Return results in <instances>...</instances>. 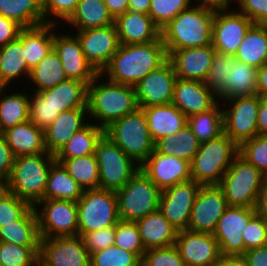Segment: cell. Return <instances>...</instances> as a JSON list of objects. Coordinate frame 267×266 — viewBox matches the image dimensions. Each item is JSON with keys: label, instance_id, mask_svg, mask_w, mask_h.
Listing matches in <instances>:
<instances>
[{"label": "cell", "instance_id": "1", "mask_svg": "<svg viewBox=\"0 0 267 266\" xmlns=\"http://www.w3.org/2000/svg\"><path fill=\"white\" fill-rule=\"evenodd\" d=\"M167 59L168 55L162 41L120 44L110 63L100 74H107L106 79L111 82L134 87Z\"/></svg>", "mask_w": 267, "mask_h": 266}, {"label": "cell", "instance_id": "2", "mask_svg": "<svg viewBox=\"0 0 267 266\" xmlns=\"http://www.w3.org/2000/svg\"><path fill=\"white\" fill-rule=\"evenodd\" d=\"M216 7L192 4L161 29V39L169 56L175 50L211 45Z\"/></svg>", "mask_w": 267, "mask_h": 266}, {"label": "cell", "instance_id": "3", "mask_svg": "<svg viewBox=\"0 0 267 266\" xmlns=\"http://www.w3.org/2000/svg\"><path fill=\"white\" fill-rule=\"evenodd\" d=\"M104 78L98 74L87 86L88 119L102 129L138 108L134 87Z\"/></svg>", "mask_w": 267, "mask_h": 266}, {"label": "cell", "instance_id": "4", "mask_svg": "<svg viewBox=\"0 0 267 266\" xmlns=\"http://www.w3.org/2000/svg\"><path fill=\"white\" fill-rule=\"evenodd\" d=\"M55 156L38 153L14 158L12 172L4 187L18 198L35 206L43 200L48 174Z\"/></svg>", "mask_w": 267, "mask_h": 266}, {"label": "cell", "instance_id": "5", "mask_svg": "<svg viewBox=\"0 0 267 266\" xmlns=\"http://www.w3.org/2000/svg\"><path fill=\"white\" fill-rule=\"evenodd\" d=\"M239 154V146L225 133L200 143L190 162L191 179L201 185H218Z\"/></svg>", "mask_w": 267, "mask_h": 266}, {"label": "cell", "instance_id": "6", "mask_svg": "<svg viewBox=\"0 0 267 266\" xmlns=\"http://www.w3.org/2000/svg\"><path fill=\"white\" fill-rule=\"evenodd\" d=\"M104 135L139 165L155 150L142 108L111 123L104 129Z\"/></svg>", "mask_w": 267, "mask_h": 266}, {"label": "cell", "instance_id": "7", "mask_svg": "<svg viewBox=\"0 0 267 266\" xmlns=\"http://www.w3.org/2000/svg\"><path fill=\"white\" fill-rule=\"evenodd\" d=\"M264 178L254 165L238 154L218 186L228 206L255 208Z\"/></svg>", "mask_w": 267, "mask_h": 266}, {"label": "cell", "instance_id": "8", "mask_svg": "<svg viewBox=\"0 0 267 266\" xmlns=\"http://www.w3.org/2000/svg\"><path fill=\"white\" fill-rule=\"evenodd\" d=\"M115 193L122 221L136 222L159 209L161 190L140 169Z\"/></svg>", "mask_w": 267, "mask_h": 266}, {"label": "cell", "instance_id": "9", "mask_svg": "<svg viewBox=\"0 0 267 266\" xmlns=\"http://www.w3.org/2000/svg\"><path fill=\"white\" fill-rule=\"evenodd\" d=\"M78 236L115 226L119 221L115 191L86 189L77 201Z\"/></svg>", "mask_w": 267, "mask_h": 266}, {"label": "cell", "instance_id": "10", "mask_svg": "<svg viewBox=\"0 0 267 266\" xmlns=\"http://www.w3.org/2000/svg\"><path fill=\"white\" fill-rule=\"evenodd\" d=\"M95 155L99 168V188L117 191L140 169L114 142L103 135L96 146Z\"/></svg>", "mask_w": 267, "mask_h": 266}, {"label": "cell", "instance_id": "11", "mask_svg": "<svg viewBox=\"0 0 267 266\" xmlns=\"http://www.w3.org/2000/svg\"><path fill=\"white\" fill-rule=\"evenodd\" d=\"M34 208L38 218L41 238L78 235L77 202L43 199Z\"/></svg>", "mask_w": 267, "mask_h": 266}, {"label": "cell", "instance_id": "12", "mask_svg": "<svg viewBox=\"0 0 267 266\" xmlns=\"http://www.w3.org/2000/svg\"><path fill=\"white\" fill-rule=\"evenodd\" d=\"M229 105L223 110L224 133L238 146L258 135L257 117L260 96L257 94L233 99H224L220 103ZM226 102V103H225Z\"/></svg>", "mask_w": 267, "mask_h": 266}, {"label": "cell", "instance_id": "13", "mask_svg": "<svg viewBox=\"0 0 267 266\" xmlns=\"http://www.w3.org/2000/svg\"><path fill=\"white\" fill-rule=\"evenodd\" d=\"M231 7L215 9L211 45L216 52L235 55L246 32L254 23L236 8L230 11Z\"/></svg>", "mask_w": 267, "mask_h": 266}, {"label": "cell", "instance_id": "14", "mask_svg": "<svg viewBox=\"0 0 267 266\" xmlns=\"http://www.w3.org/2000/svg\"><path fill=\"white\" fill-rule=\"evenodd\" d=\"M255 214V208L228 206L225 209L213 233L222 256H242L245 253L242 231Z\"/></svg>", "mask_w": 267, "mask_h": 266}, {"label": "cell", "instance_id": "15", "mask_svg": "<svg viewBox=\"0 0 267 266\" xmlns=\"http://www.w3.org/2000/svg\"><path fill=\"white\" fill-rule=\"evenodd\" d=\"M176 79L169 59L149 72L134 86L138 108L171 104Z\"/></svg>", "mask_w": 267, "mask_h": 266}, {"label": "cell", "instance_id": "16", "mask_svg": "<svg viewBox=\"0 0 267 266\" xmlns=\"http://www.w3.org/2000/svg\"><path fill=\"white\" fill-rule=\"evenodd\" d=\"M200 187L201 184L190 180L161 191L159 210L177 231L188 229Z\"/></svg>", "mask_w": 267, "mask_h": 266}, {"label": "cell", "instance_id": "17", "mask_svg": "<svg viewBox=\"0 0 267 266\" xmlns=\"http://www.w3.org/2000/svg\"><path fill=\"white\" fill-rule=\"evenodd\" d=\"M74 34L80 41L85 58L100 74L110 63L120 45L115 24L101 28L77 30Z\"/></svg>", "mask_w": 267, "mask_h": 266}, {"label": "cell", "instance_id": "18", "mask_svg": "<svg viewBox=\"0 0 267 266\" xmlns=\"http://www.w3.org/2000/svg\"><path fill=\"white\" fill-rule=\"evenodd\" d=\"M228 207L218 185H201L188 224V230L213 234L220 217Z\"/></svg>", "mask_w": 267, "mask_h": 266}, {"label": "cell", "instance_id": "19", "mask_svg": "<svg viewBox=\"0 0 267 266\" xmlns=\"http://www.w3.org/2000/svg\"><path fill=\"white\" fill-rule=\"evenodd\" d=\"M38 257L48 266H90V254L78 235L41 238Z\"/></svg>", "mask_w": 267, "mask_h": 266}, {"label": "cell", "instance_id": "20", "mask_svg": "<svg viewBox=\"0 0 267 266\" xmlns=\"http://www.w3.org/2000/svg\"><path fill=\"white\" fill-rule=\"evenodd\" d=\"M175 246L185 266H216L222 256L211 233L178 231Z\"/></svg>", "mask_w": 267, "mask_h": 266}, {"label": "cell", "instance_id": "21", "mask_svg": "<svg viewBox=\"0 0 267 266\" xmlns=\"http://www.w3.org/2000/svg\"><path fill=\"white\" fill-rule=\"evenodd\" d=\"M64 33L59 35L54 32L53 49L62 62L67 79L78 80L88 86L99 73L85 58L77 36Z\"/></svg>", "mask_w": 267, "mask_h": 266}, {"label": "cell", "instance_id": "22", "mask_svg": "<svg viewBox=\"0 0 267 266\" xmlns=\"http://www.w3.org/2000/svg\"><path fill=\"white\" fill-rule=\"evenodd\" d=\"M140 170L161 191L192 180L189 162L156 150L140 165Z\"/></svg>", "mask_w": 267, "mask_h": 266}, {"label": "cell", "instance_id": "23", "mask_svg": "<svg viewBox=\"0 0 267 266\" xmlns=\"http://www.w3.org/2000/svg\"><path fill=\"white\" fill-rule=\"evenodd\" d=\"M219 102L204 82L177 78L174 85V104L188 118L212 109Z\"/></svg>", "mask_w": 267, "mask_h": 266}, {"label": "cell", "instance_id": "24", "mask_svg": "<svg viewBox=\"0 0 267 266\" xmlns=\"http://www.w3.org/2000/svg\"><path fill=\"white\" fill-rule=\"evenodd\" d=\"M212 45L175 50L169 56L177 78L205 82L212 65Z\"/></svg>", "mask_w": 267, "mask_h": 266}, {"label": "cell", "instance_id": "25", "mask_svg": "<svg viewBox=\"0 0 267 266\" xmlns=\"http://www.w3.org/2000/svg\"><path fill=\"white\" fill-rule=\"evenodd\" d=\"M120 44H143L162 41L161 29L148 14L127 10L114 19Z\"/></svg>", "mask_w": 267, "mask_h": 266}, {"label": "cell", "instance_id": "26", "mask_svg": "<svg viewBox=\"0 0 267 266\" xmlns=\"http://www.w3.org/2000/svg\"><path fill=\"white\" fill-rule=\"evenodd\" d=\"M87 116V108H75L61 112L44 130L47 152L55 156L74 133L88 124L85 121Z\"/></svg>", "mask_w": 267, "mask_h": 266}, {"label": "cell", "instance_id": "27", "mask_svg": "<svg viewBox=\"0 0 267 266\" xmlns=\"http://www.w3.org/2000/svg\"><path fill=\"white\" fill-rule=\"evenodd\" d=\"M135 223L145 250L175 245L178 231L159 209Z\"/></svg>", "mask_w": 267, "mask_h": 266}, {"label": "cell", "instance_id": "28", "mask_svg": "<svg viewBox=\"0 0 267 266\" xmlns=\"http://www.w3.org/2000/svg\"><path fill=\"white\" fill-rule=\"evenodd\" d=\"M154 142L162 137L175 135L187 125V117L174 104L142 108Z\"/></svg>", "mask_w": 267, "mask_h": 266}, {"label": "cell", "instance_id": "29", "mask_svg": "<svg viewBox=\"0 0 267 266\" xmlns=\"http://www.w3.org/2000/svg\"><path fill=\"white\" fill-rule=\"evenodd\" d=\"M60 25L44 23L22 28L18 39L23 43L27 67L34 68L52 49L54 31Z\"/></svg>", "mask_w": 267, "mask_h": 266}, {"label": "cell", "instance_id": "30", "mask_svg": "<svg viewBox=\"0 0 267 266\" xmlns=\"http://www.w3.org/2000/svg\"><path fill=\"white\" fill-rule=\"evenodd\" d=\"M14 157L48 153L45 145L44 130L29 120L2 133Z\"/></svg>", "mask_w": 267, "mask_h": 266}, {"label": "cell", "instance_id": "31", "mask_svg": "<svg viewBox=\"0 0 267 266\" xmlns=\"http://www.w3.org/2000/svg\"><path fill=\"white\" fill-rule=\"evenodd\" d=\"M40 93L57 109V113L87 108V85L78 80L66 79Z\"/></svg>", "mask_w": 267, "mask_h": 266}, {"label": "cell", "instance_id": "32", "mask_svg": "<svg viewBox=\"0 0 267 266\" xmlns=\"http://www.w3.org/2000/svg\"><path fill=\"white\" fill-rule=\"evenodd\" d=\"M0 242H9L19 246L40 247L38 218L32 206L20 219L0 227Z\"/></svg>", "mask_w": 267, "mask_h": 266}, {"label": "cell", "instance_id": "33", "mask_svg": "<svg viewBox=\"0 0 267 266\" xmlns=\"http://www.w3.org/2000/svg\"><path fill=\"white\" fill-rule=\"evenodd\" d=\"M65 24L74 26L76 30H86L114 24V18L103 0H80Z\"/></svg>", "mask_w": 267, "mask_h": 266}, {"label": "cell", "instance_id": "34", "mask_svg": "<svg viewBox=\"0 0 267 266\" xmlns=\"http://www.w3.org/2000/svg\"><path fill=\"white\" fill-rule=\"evenodd\" d=\"M73 134L64 147L55 155V160L62 163L64 160L95 154L98 141L104 135V129L91 123Z\"/></svg>", "mask_w": 267, "mask_h": 266}, {"label": "cell", "instance_id": "35", "mask_svg": "<svg viewBox=\"0 0 267 266\" xmlns=\"http://www.w3.org/2000/svg\"><path fill=\"white\" fill-rule=\"evenodd\" d=\"M234 57L254 68L267 62V24H253L246 32Z\"/></svg>", "mask_w": 267, "mask_h": 266}, {"label": "cell", "instance_id": "36", "mask_svg": "<svg viewBox=\"0 0 267 266\" xmlns=\"http://www.w3.org/2000/svg\"><path fill=\"white\" fill-rule=\"evenodd\" d=\"M257 71V68L235 58V64L227 75V87L218 100L257 94Z\"/></svg>", "mask_w": 267, "mask_h": 266}, {"label": "cell", "instance_id": "37", "mask_svg": "<svg viewBox=\"0 0 267 266\" xmlns=\"http://www.w3.org/2000/svg\"><path fill=\"white\" fill-rule=\"evenodd\" d=\"M84 189L69 175L62 163H52L43 199L70 200L77 202Z\"/></svg>", "mask_w": 267, "mask_h": 266}, {"label": "cell", "instance_id": "38", "mask_svg": "<svg viewBox=\"0 0 267 266\" xmlns=\"http://www.w3.org/2000/svg\"><path fill=\"white\" fill-rule=\"evenodd\" d=\"M25 58L23 43L18 38L0 47V76L7 87H12L11 84L24 75L29 78L30 69Z\"/></svg>", "mask_w": 267, "mask_h": 266}, {"label": "cell", "instance_id": "39", "mask_svg": "<svg viewBox=\"0 0 267 266\" xmlns=\"http://www.w3.org/2000/svg\"><path fill=\"white\" fill-rule=\"evenodd\" d=\"M200 142L188 125L181 128L175 135L162 137L155 142V150L161 154L175 156L191 162Z\"/></svg>", "mask_w": 267, "mask_h": 266}, {"label": "cell", "instance_id": "40", "mask_svg": "<svg viewBox=\"0 0 267 266\" xmlns=\"http://www.w3.org/2000/svg\"><path fill=\"white\" fill-rule=\"evenodd\" d=\"M0 16L22 28L44 24L42 0H0Z\"/></svg>", "mask_w": 267, "mask_h": 266}, {"label": "cell", "instance_id": "41", "mask_svg": "<svg viewBox=\"0 0 267 266\" xmlns=\"http://www.w3.org/2000/svg\"><path fill=\"white\" fill-rule=\"evenodd\" d=\"M6 91H0V133L29 120L30 95L25 92L8 94Z\"/></svg>", "mask_w": 267, "mask_h": 266}, {"label": "cell", "instance_id": "42", "mask_svg": "<svg viewBox=\"0 0 267 266\" xmlns=\"http://www.w3.org/2000/svg\"><path fill=\"white\" fill-rule=\"evenodd\" d=\"M35 92H41L56 86L67 79L62 62L52 49L34 68L30 70L29 78Z\"/></svg>", "mask_w": 267, "mask_h": 266}, {"label": "cell", "instance_id": "43", "mask_svg": "<svg viewBox=\"0 0 267 266\" xmlns=\"http://www.w3.org/2000/svg\"><path fill=\"white\" fill-rule=\"evenodd\" d=\"M222 107L218 102L209 111L194 114L187 118V125L200 143L215 139L224 133Z\"/></svg>", "mask_w": 267, "mask_h": 266}, {"label": "cell", "instance_id": "44", "mask_svg": "<svg viewBox=\"0 0 267 266\" xmlns=\"http://www.w3.org/2000/svg\"><path fill=\"white\" fill-rule=\"evenodd\" d=\"M62 164L84 190L99 188V168L95 154L67 159Z\"/></svg>", "mask_w": 267, "mask_h": 266}, {"label": "cell", "instance_id": "45", "mask_svg": "<svg viewBox=\"0 0 267 266\" xmlns=\"http://www.w3.org/2000/svg\"><path fill=\"white\" fill-rule=\"evenodd\" d=\"M90 266H142V258L116 245L90 255Z\"/></svg>", "mask_w": 267, "mask_h": 266}, {"label": "cell", "instance_id": "46", "mask_svg": "<svg viewBox=\"0 0 267 266\" xmlns=\"http://www.w3.org/2000/svg\"><path fill=\"white\" fill-rule=\"evenodd\" d=\"M234 64V55L215 51L211 68L204 83L217 97L227 87V75Z\"/></svg>", "mask_w": 267, "mask_h": 266}, {"label": "cell", "instance_id": "47", "mask_svg": "<svg viewBox=\"0 0 267 266\" xmlns=\"http://www.w3.org/2000/svg\"><path fill=\"white\" fill-rule=\"evenodd\" d=\"M40 247L0 242V266H34Z\"/></svg>", "mask_w": 267, "mask_h": 266}, {"label": "cell", "instance_id": "48", "mask_svg": "<svg viewBox=\"0 0 267 266\" xmlns=\"http://www.w3.org/2000/svg\"><path fill=\"white\" fill-rule=\"evenodd\" d=\"M192 4L191 0H151L148 15L162 29L181 11L188 9Z\"/></svg>", "mask_w": 267, "mask_h": 266}, {"label": "cell", "instance_id": "49", "mask_svg": "<svg viewBox=\"0 0 267 266\" xmlns=\"http://www.w3.org/2000/svg\"><path fill=\"white\" fill-rule=\"evenodd\" d=\"M239 154L267 177V135H256L239 146Z\"/></svg>", "mask_w": 267, "mask_h": 266}, {"label": "cell", "instance_id": "50", "mask_svg": "<svg viewBox=\"0 0 267 266\" xmlns=\"http://www.w3.org/2000/svg\"><path fill=\"white\" fill-rule=\"evenodd\" d=\"M114 245L126 251L136 253L141 258H143L144 253L146 251L135 222H127L120 220L115 225Z\"/></svg>", "mask_w": 267, "mask_h": 266}, {"label": "cell", "instance_id": "51", "mask_svg": "<svg viewBox=\"0 0 267 266\" xmlns=\"http://www.w3.org/2000/svg\"><path fill=\"white\" fill-rule=\"evenodd\" d=\"M31 94L29 99V121L38 128L45 130L60 113L40 92Z\"/></svg>", "mask_w": 267, "mask_h": 266}, {"label": "cell", "instance_id": "52", "mask_svg": "<svg viewBox=\"0 0 267 266\" xmlns=\"http://www.w3.org/2000/svg\"><path fill=\"white\" fill-rule=\"evenodd\" d=\"M32 206L0 185V227L20 219Z\"/></svg>", "mask_w": 267, "mask_h": 266}, {"label": "cell", "instance_id": "53", "mask_svg": "<svg viewBox=\"0 0 267 266\" xmlns=\"http://www.w3.org/2000/svg\"><path fill=\"white\" fill-rule=\"evenodd\" d=\"M79 1L80 0H42L44 23L59 25L58 23L61 20L62 23L66 22L75 12ZM50 16L53 18H50Z\"/></svg>", "mask_w": 267, "mask_h": 266}, {"label": "cell", "instance_id": "54", "mask_svg": "<svg viewBox=\"0 0 267 266\" xmlns=\"http://www.w3.org/2000/svg\"><path fill=\"white\" fill-rule=\"evenodd\" d=\"M142 266H185L175 245L146 250Z\"/></svg>", "mask_w": 267, "mask_h": 266}, {"label": "cell", "instance_id": "55", "mask_svg": "<svg viewBox=\"0 0 267 266\" xmlns=\"http://www.w3.org/2000/svg\"><path fill=\"white\" fill-rule=\"evenodd\" d=\"M245 252L252 248L267 246V223L259 214H255L242 231Z\"/></svg>", "mask_w": 267, "mask_h": 266}, {"label": "cell", "instance_id": "56", "mask_svg": "<svg viewBox=\"0 0 267 266\" xmlns=\"http://www.w3.org/2000/svg\"><path fill=\"white\" fill-rule=\"evenodd\" d=\"M89 254L114 245L115 226L91 231L81 236Z\"/></svg>", "mask_w": 267, "mask_h": 266}, {"label": "cell", "instance_id": "57", "mask_svg": "<svg viewBox=\"0 0 267 266\" xmlns=\"http://www.w3.org/2000/svg\"><path fill=\"white\" fill-rule=\"evenodd\" d=\"M239 12L254 24H267V0H236Z\"/></svg>", "mask_w": 267, "mask_h": 266}, {"label": "cell", "instance_id": "58", "mask_svg": "<svg viewBox=\"0 0 267 266\" xmlns=\"http://www.w3.org/2000/svg\"><path fill=\"white\" fill-rule=\"evenodd\" d=\"M14 155L2 133H0V185L9 179L14 163Z\"/></svg>", "mask_w": 267, "mask_h": 266}, {"label": "cell", "instance_id": "59", "mask_svg": "<svg viewBox=\"0 0 267 266\" xmlns=\"http://www.w3.org/2000/svg\"><path fill=\"white\" fill-rule=\"evenodd\" d=\"M22 27L15 21L0 16V47L18 38Z\"/></svg>", "mask_w": 267, "mask_h": 266}, {"label": "cell", "instance_id": "60", "mask_svg": "<svg viewBox=\"0 0 267 266\" xmlns=\"http://www.w3.org/2000/svg\"><path fill=\"white\" fill-rule=\"evenodd\" d=\"M242 256L248 266H267V246L249 249Z\"/></svg>", "mask_w": 267, "mask_h": 266}, {"label": "cell", "instance_id": "61", "mask_svg": "<svg viewBox=\"0 0 267 266\" xmlns=\"http://www.w3.org/2000/svg\"><path fill=\"white\" fill-rule=\"evenodd\" d=\"M255 211L267 223V177L264 178L259 190Z\"/></svg>", "mask_w": 267, "mask_h": 266}, {"label": "cell", "instance_id": "62", "mask_svg": "<svg viewBox=\"0 0 267 266\" xmlns=\"http://www.w3.org/2000/svg\"><path fill=\"white\" fill-rule=\"evenodd\" d=\"M257 132L259 135H267V96L260 97Z\"/></svg>", "mask_w": 267, "mask_h": 266}, {"label": "cell", "instance_id": "63", "mask_svg": "<svg viewBox=\"0 0 267 266\" xmlns=\"http://www.w3.org/2000/svg\"><path fill=\"white\" fill-rule=\"evenodd\" d=\"M109 13L115 19L128 10V0H103Z\"/></svg>", "mask_w": 267, "mask_h": 266}, {"label": "cell", "instance_id": "64", "mask_svg": "<svg viewBox=\"0 0 267 266\" xmlns=\"http://www.w3.org/2000/svg\"><path fill=\"white\" fill-rule=\"evenodd\" d=\"M257 95L267 96V62L257 71Z\"/></svg>", "mask_w": 267, "mask_h": 266}, {"label": "cell", "instance_id": "65", "mask_svg": "<svg viewBox=\"0 0 267 266\" xmlns=\"http://www.w3.org/2000/svg\"><path fill=\"white\" fill-rule=\"evenodd\" d=\"M151 0H128V10L148 14Z\"/></svg>", "mask_w": 267, "mask_h": 266}, {"label": "cell", "instance_id": "66", "mask_svg": "<svg viewBox=\"0 0 267 266\" xmlns=\"http://www.w3.org/2000/svg\"><path fill=\"white\" fill-rule=\"evenodd\" d=\"M216 266H248L243 256H221Z\"/></svg>", "mask_w": 267, "mask_h": 266}, {"label": "cell", "instance_id": "67", "mask_svg": "<svg viewBox=\"0 0 267 266\" xmlns=\"http://www.w3.org/2000/svg\"><path fill=\"white\" fill-rule=\"evenodd\" d=\"M193 1H195V0H193ZM195 3L196 4H206V5L214 6L216 8L225 6V0H196L194 2V4Z\"/></svg>", "mask_w": 267, "mask_h": 266}, {"label": "cell", "instance_id": "68", "mask_svg": "<svg viewBox=\"0 0 267 266\" xmlns=\"http://www.w3.org/2000/svg\"><path fill=\"white\" fill-rule=\"evenodd\" d=\"M34 266H48L39 257L37 258Z\"/></svg>", "mask_w": 267, "mask_h": 266}, {"label": "cell", "instance_id": "69", "mask_svg": "<svg viewBox=\"0 0 267 266\" xmlns=\"http://www.w3.org/2000/svg\"><path fill=\"white\" fill-rule=\"evenodd\" d=\"M9 87H7L5 84H4V82H3V80H2V78H1V76H0V91H3V90H6V89H8Z\"/></svg>", "mask_w": 267, "mask_h": 266}, {"label": "cell", "instance_id": "70", "mask_svg": "<svg viewBox=\"0 0 267 266\" xmlns=\"http://www.w3.org/2000/svg\"><path fill=\"white\" fill-rule=\"evenodd\" d=\"M232 1L234 2V0H225V6L232 5Z\"/></svg>", "mask_w": 267, "mask_h": 266}]
</instances>
